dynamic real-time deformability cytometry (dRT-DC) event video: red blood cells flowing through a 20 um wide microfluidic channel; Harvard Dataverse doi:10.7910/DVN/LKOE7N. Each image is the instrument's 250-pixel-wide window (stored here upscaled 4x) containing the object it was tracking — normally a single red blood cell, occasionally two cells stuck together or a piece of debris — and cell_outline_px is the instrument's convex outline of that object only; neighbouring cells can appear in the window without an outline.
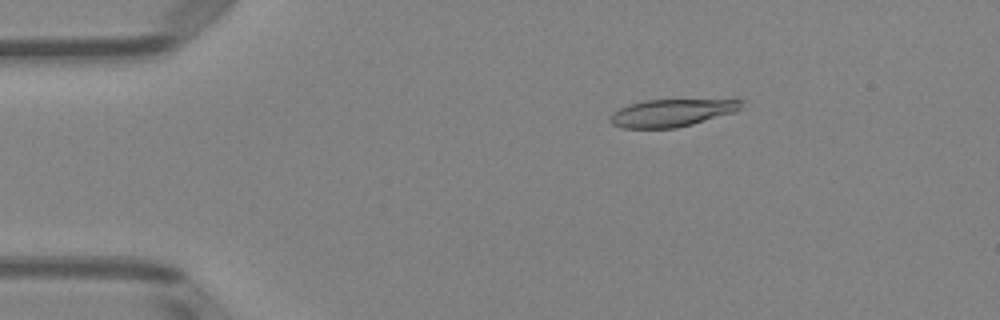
{"species": "Egyptian fruit bat (a non-hibernating species)", "species_latin": "Rousettus aegyptiacus", "temperature_condition": "room temperature", "stored_images_in_passage": 50, "camera_frame_rate_fps": 3000, "um_per_image_px": 0.085, "animal": {"sex": "female"}, "frame": {"image": 1, "passage_image": 8, "time_ms": 2.333, "image_size_px": [1000, 320], "cell_outline_px": [[748, 100], [736, 112], [692, 124], [676, 128], [624, 128], [612, 124], [608, 120], [612, 112], [628, 104], [644, 100], [736, 96]], "centroid_in_image_um": [57.3, 9.51], "position_along_channel_um": 27.7, "area_um2": 22.54}}
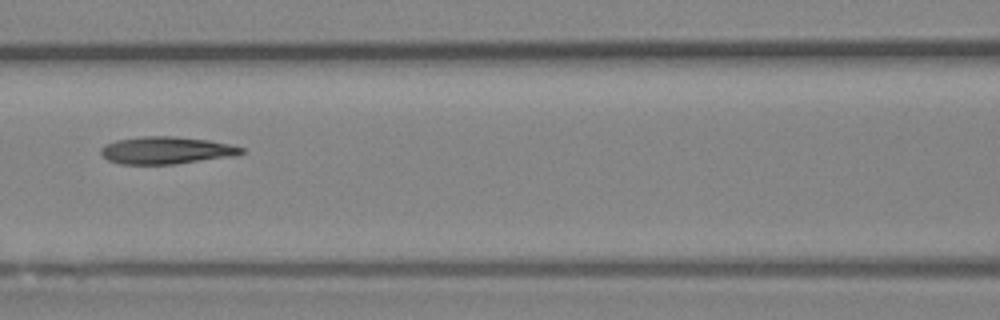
{"frame": {"image": 2, "passage_image": 22, "time_ms": 7.0, "image_size_px": [1000, 320], "cell_outline_px": [[244, 152], [236, 156], [176, 164], [120, 164], [108, 160], [100, 152], [100, 148], [104, 144], [116, 140], [140, 136], [176, 136], [208, 140], [228, 144], [244, 148]], "centroid_in_image_um": [14.13, 12.78], "position_along_channel_um": 152.5, "area_um2": 22.54}}
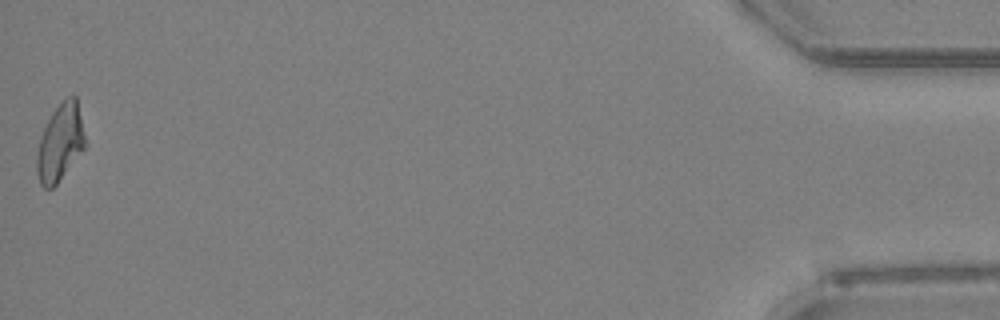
{"frame": {"image": 3, "passage_image": 50, "time_ms": 16.333, "image_size_px": [1000, 320], "cell_outline_px": [[84, 148], [56, 184], [52, 188], [44, 188], [40, 184], [36, 172], [36, 156], [40, 136], [52, 112], [68, 96], [76, 96], [84, 136]], "centroid_in_image_um": [5.07, 12.15], "position_along_channel_um": 430.1, "area_um2": 21.1}, "authors_computed_cell_mechanics": {"area_um2": 22.5131, "velocity_mm_per_s": 3.9913, "shape_relaxation_time_tau1_ms": 6.6742, "shape_relaxation_time_tau2_ms": 4.7862, "deformation_change_tau1": 0.2113, "deformation_change_tau2": 0.1379}}